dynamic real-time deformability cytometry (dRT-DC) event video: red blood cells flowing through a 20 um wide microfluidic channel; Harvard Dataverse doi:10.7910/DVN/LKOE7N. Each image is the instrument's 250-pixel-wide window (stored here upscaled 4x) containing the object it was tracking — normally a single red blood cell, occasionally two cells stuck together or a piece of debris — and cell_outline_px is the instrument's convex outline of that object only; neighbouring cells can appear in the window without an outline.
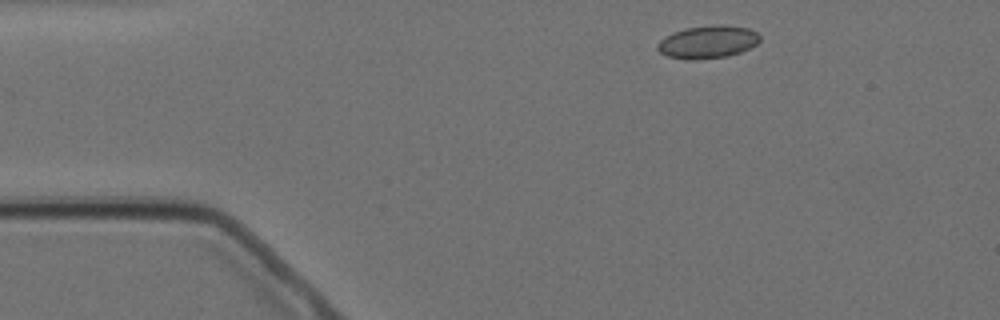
{"species": "Egyptian fruit bat (a non-hibernating species)", "species_latin": "Rousettus aegyptiacus", "temperature_condition": "cold", "stored_images_in_passage": 3, "camera_frame_rate_fps": 3000, "um_per_image_px": 0.085, "animal": {"sex": "female"}, "frame": {"image": 1, "passage_image": 1, "time_ms": 0.0, "image_size_px": [1000, 320], "cell_outline_px": [[760, 40], [756, 44], [740, 52], [724, 56], [696, 60], [684, 60], [668, 56], [660, 52], [656, 48], [656, 44], [664, 36], [672, 32], [684, 28], [716, 24], [720, 24], [748, 28], [756, 32], [760, 36]], "centroid_in_image_um": [60.11, 3.56], "position_along_channel_um": 24.9, "area_um2": 19.65}}